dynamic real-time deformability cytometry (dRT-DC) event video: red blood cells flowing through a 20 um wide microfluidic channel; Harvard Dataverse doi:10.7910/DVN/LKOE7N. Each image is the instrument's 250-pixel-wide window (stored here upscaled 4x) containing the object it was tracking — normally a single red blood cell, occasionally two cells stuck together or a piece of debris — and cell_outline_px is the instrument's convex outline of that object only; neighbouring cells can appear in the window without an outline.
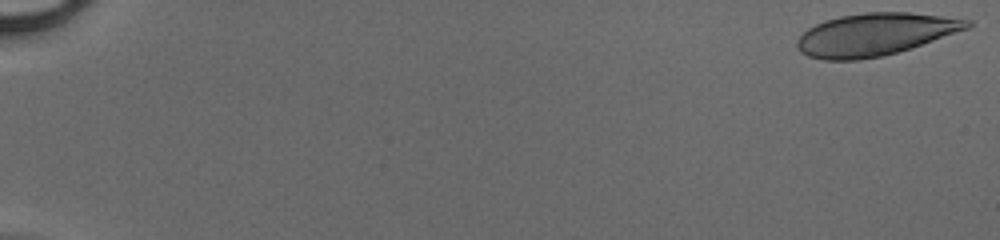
{"species": "human", "species_latin": "Homo sapiens", "temperature_condition": "cold", "stored_images_in_passage": 49, "camera_frame_rate_fps": 3000, "um_per_image_px": 0.085, "donor": {"sex": "male"}, "frame": {"image": 1, "passage_image": 1, "time_ms": 0.0, "image_size_px": [1000, 240], "cell_outline_px": [[972, 24], [968, 28], [896, 52], [880, 56], [860, 60], [824, 60], [808, 56], [800, 52], [796, 48], [796, 40], [808, 28], [824, 20], [840, 16], [864, 12], [908, 12], [972, 20]], "centroid_in_image_um": [74.3, 2.92], "position_along_channel_um": 10.7, "area_um2": 41.62}}
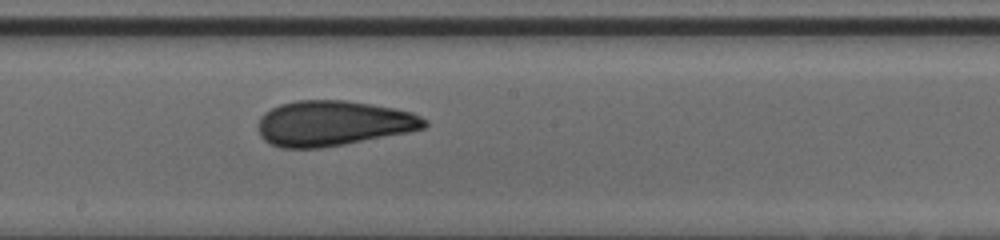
{"frame": {"image": 2, "passage_image": 29, "time_ms": 9.333, "image_size_px": [1000, 240], "cell_outline_px": [[428, 124], [424, 128], [408, 132], [344, 144], [320, 148], [280, 148], [264, 140], [260, 136], [260, 116], [264, 112], [280, 104], [296, 100], [344, 100], [372, 104], [412, 112], [428, 120]], "centroid_in_image_um": [28.32, 10.47], "position_along_channel_um": 219.9, "area_um2": 43.7}}
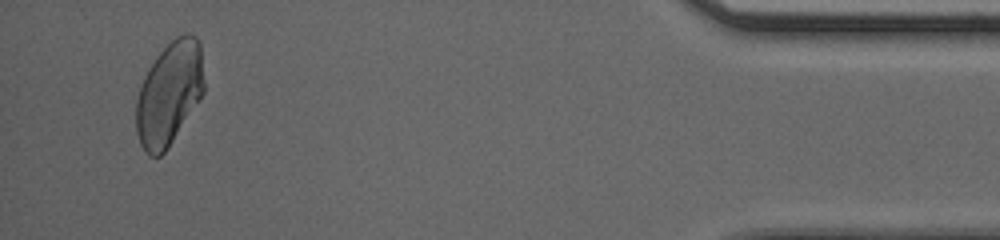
{"frame": {"image": 3, "passage_image": 47, "time_ms": 15.333, "image_size_px": [1000, 240], "cell_outline_px": [[204, 92], [200, 100], [168, 148], [160, 156], [148, 156], [144, 152], [140, 144], [136, 132], [136, 100], [144, 76], [156, 56], [176, 36], [184, 32], [188, 32], [196, 36], [200, 40], [204, 84]], "centroid_in_image_um": [14.39, 7.95], "position_along_channel_um": 420.8, "area_um2": 41.27}}